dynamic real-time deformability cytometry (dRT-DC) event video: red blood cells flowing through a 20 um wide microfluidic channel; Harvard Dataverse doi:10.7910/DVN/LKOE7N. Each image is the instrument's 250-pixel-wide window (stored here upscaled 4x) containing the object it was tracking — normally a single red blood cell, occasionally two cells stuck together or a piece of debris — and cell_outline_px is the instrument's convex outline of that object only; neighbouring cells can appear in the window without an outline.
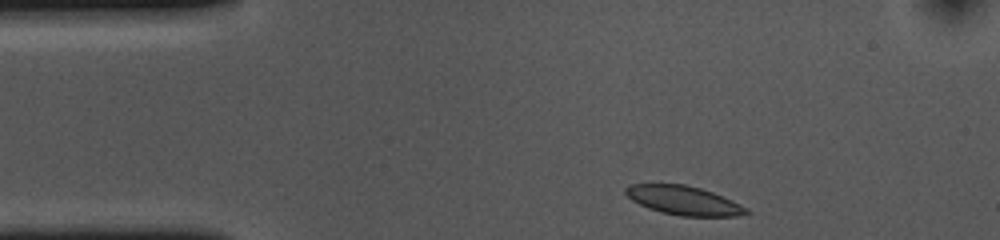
{"species": "common noctule bat (a hibernating species)", "species_latin": "Nyctalus noctula", "temperature_condition": "cold", "stored_images_in_passage": 36, "camera_frame_rate_fps": 3000, "um_per_image_px": 0.085, "animal": {"sex": "female", "body_mass_g": 10.0, "forearm_length_mm": 53.1}, "frame": {"image": 1, "passage_image": 1, "time_ms": 0.0, "image_size_px": [1000, 240], "cell_outline_px": [[752, 212], [736, 216], [680, 216], [660, 212], [648, 208], [632, 200], [624, 192], [624, 188], [628, 184], [684, 184], [700, 188], [712, 192], [732, 200], [748, 208]], "centroid_in_image_um": [58.11, 17.04], "position_along_channel_um": 26.9, "area_um2": 20.4}}
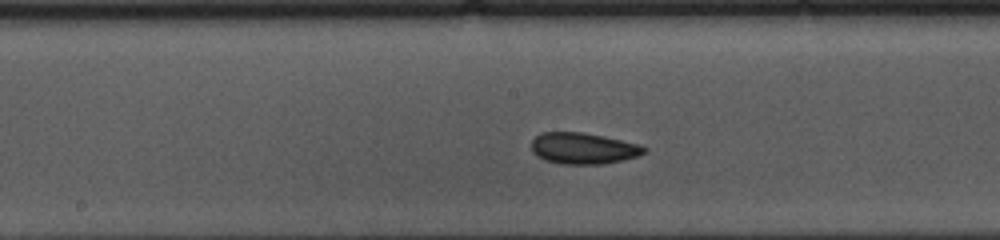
{"frame": {"image": 2, "passage_image": 19, "time_ms": 6.0, "image_size_px": [1000, 240], "cell_outline_px": [[648, 152], [624, 160], [604, 164], [560, 164], [544, 160], [536, 156], [532, 152], [532, 140], [540, 132], [580, 132], [604, 136], [640, 144], [648, 148]], "centroid_in_image_um": [49.59, 12.61], "position_along_channel_um": 198.6, "area_um2": 20.81}}
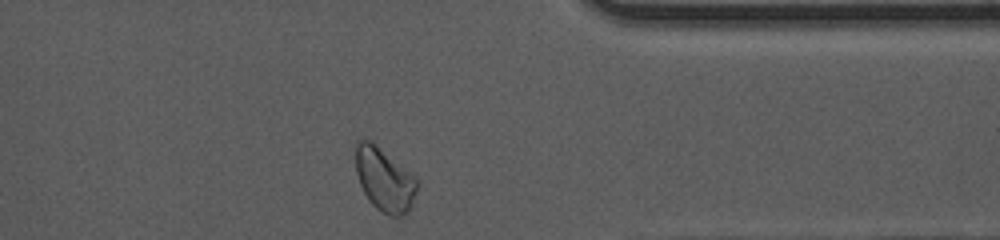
{"frame": {"image": 3, "passage_image": 35, "time_ms": 11.333, "image_size_px": [1000, 240], "cell_outline_px": [[420, 184], [408, 208], [400, 216], [388, 216], [376, 208], [368, 200], [360, 184], [356, 172], [356, 140], [372, 140], [412, 176]], "centroid_in_image_um": [32.63, 15.25], "position_along_channel_um": 378.8, "area_um2": 22.14}, "authors_computed_cell_mechanics": {"area_um2": 20.519, "velocity_mm_per_s": 3.612, "shape_relaxation_time_tau1_ms": 4.4886, "shape_relaxation_time_tau2_ms": 4.8794, "deformation_change_tau1": 0.0821, "deformation_change_tau2": 0.0753}}